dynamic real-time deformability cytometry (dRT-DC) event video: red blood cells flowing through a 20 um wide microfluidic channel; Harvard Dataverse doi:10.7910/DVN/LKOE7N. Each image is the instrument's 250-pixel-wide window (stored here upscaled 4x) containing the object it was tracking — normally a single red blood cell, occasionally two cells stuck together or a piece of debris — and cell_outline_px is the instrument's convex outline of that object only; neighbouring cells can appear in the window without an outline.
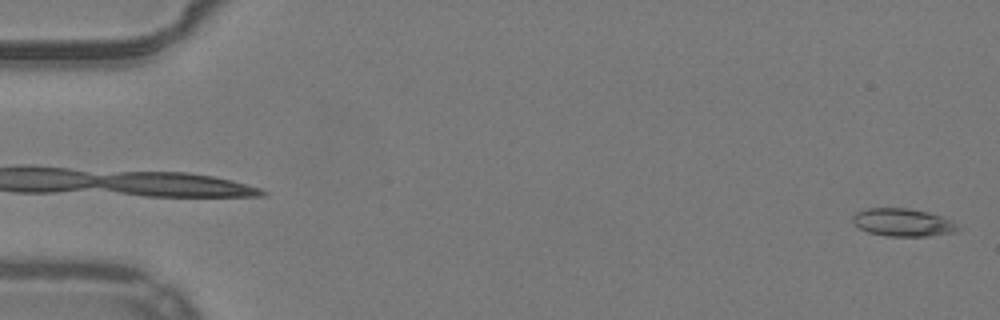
{"species": "common noctule bat (a hibernating species)", "species_latin": "Nyctalus noctula", "temperature_condition": "warm", "stored_images_in_passage": 53, "camera_frame_rate_fps": 3000, "um_per_image_px": 0.085, "animal": {"sex": "male", "body_mass_g": 19.2, "forearm_length_mm": 51.8}, "frame": {"image": 1, "passage_image": 1, "time_ms": 0.0, "image_size_px": [1000, 320], "cell_outline_px": [[960, 228], [956, 232], [928, 236], [888, 236], [868, 232], [860, 228], [852, 220], [852, 216], [856, 212], [868, 208], [908, 208], [928, 212], [940, 216], [948, 220]], "centroid_in_image_um": [76.71, 18.9], "position_along_channel_um": 8.3, "area_um2": 16.82}}
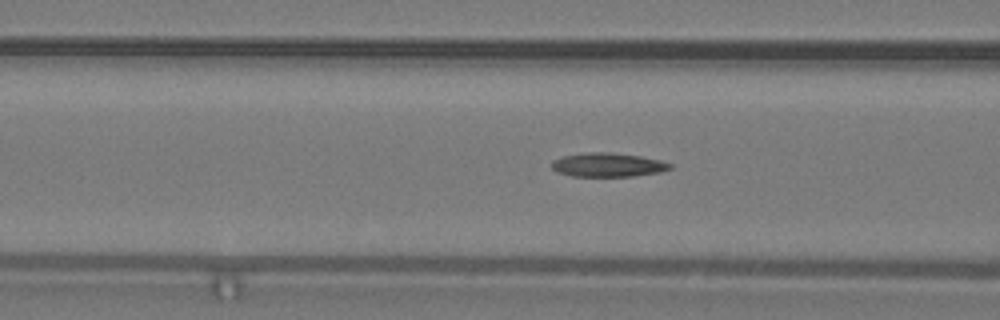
{"frame": {"image": 2, "passage_image": 21, "time_ms": 6.667, "image_size_px": [1000, 320], "cell_outline_px": [[672, 168], [660, 172], [632, 176], [572, 176], [556, 172], [552, 168], [552, 160], [564, 156], [584, 152], [608, 152], [640, 156], [660, 160], [672, 164]], "centroid_in_image_um": [51.65, 14.01], "position_along_channel_um": 114.9, "area_um2": 16.47}}
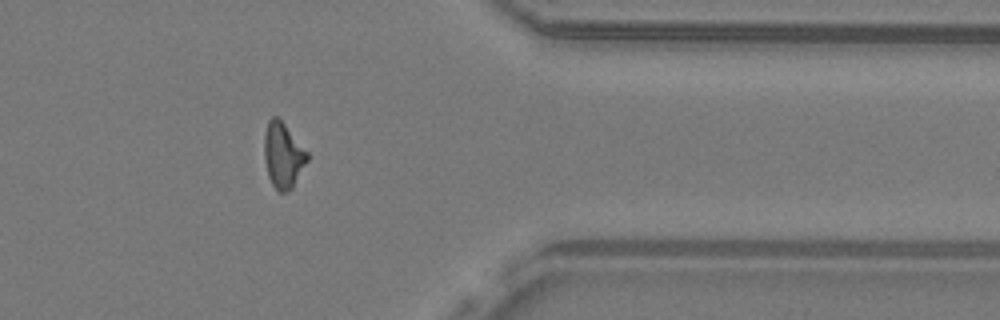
{"frame": {"image": 3, "passage_image": 43, "time_ms": 14.0, "image_size_px": [1000, 320], "cell_outline_px": [[312, 156], [292, 188], [288, 192], [280, 192], [272, 184], [268, 176], [264, 156], [264, 132], [268, 120], [272, 116], [276, 116], [284, 124]], "centroid_in_image_um": [24.09, 13.21], "position_along_channel_um": 387.3, "area_um2": 16.65}}